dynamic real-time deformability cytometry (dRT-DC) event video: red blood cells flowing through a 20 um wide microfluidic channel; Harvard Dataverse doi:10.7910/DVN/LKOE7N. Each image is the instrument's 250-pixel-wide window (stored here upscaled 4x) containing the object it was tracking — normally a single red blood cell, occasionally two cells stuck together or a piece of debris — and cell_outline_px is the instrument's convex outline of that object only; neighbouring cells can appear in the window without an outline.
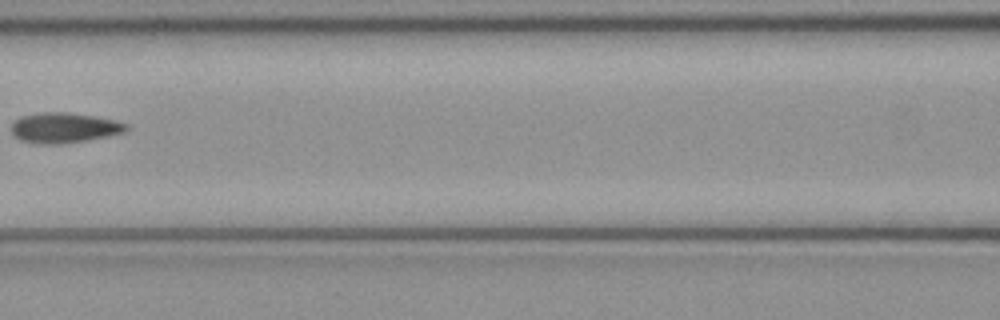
{"species": "common noctule bat (a hibernating species)", "species_latin": "Nyctalus noctula", "temperature_condition": "cold", "stored_images_in_passage": 7, "camera_frame_rate_fps": 3000, "um_per_image_px": 0.085, "animal": {"sex": "female", "body_mass_g": 21.9}, "frame": {"image": 1, "passage_image": 6, "time_ms": 1.667, "image_size_px": [1000, 320], "cell_outline_px": [[128, 128], [124, 132], [108, 136], [64, 144], [36, 144], [20, 140], [12, 132], [12, 124], [20, 116], [44, 112], [68, 112], [116, 120], [128, 124]], "centroid_in_image_um": [5.46, 10.87], "position_along_channel_um": 161.1, "area_um2": 20.23}}
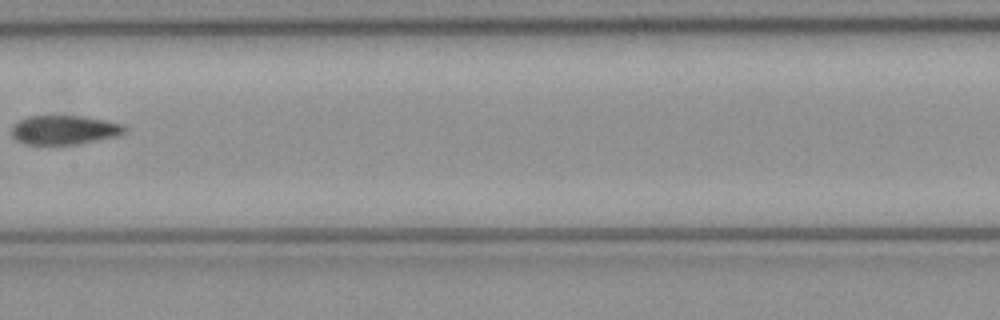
{"frame": {"image": 2, "passage_image": 7, "time_ms": 2.0, "image_size_px": [1000, 320], "cell_outline_px": [[128, 132], [120, 136], [76, 144], [24, 144], [16, 140], [12, 136], [12, 124], [28, 116], [84, 116], [124, 124], [128, 128]], "centroid_in_image_um": [5.51, 11.04], "position_along_channel_um": 201.9, "area_um2": 19.42}}